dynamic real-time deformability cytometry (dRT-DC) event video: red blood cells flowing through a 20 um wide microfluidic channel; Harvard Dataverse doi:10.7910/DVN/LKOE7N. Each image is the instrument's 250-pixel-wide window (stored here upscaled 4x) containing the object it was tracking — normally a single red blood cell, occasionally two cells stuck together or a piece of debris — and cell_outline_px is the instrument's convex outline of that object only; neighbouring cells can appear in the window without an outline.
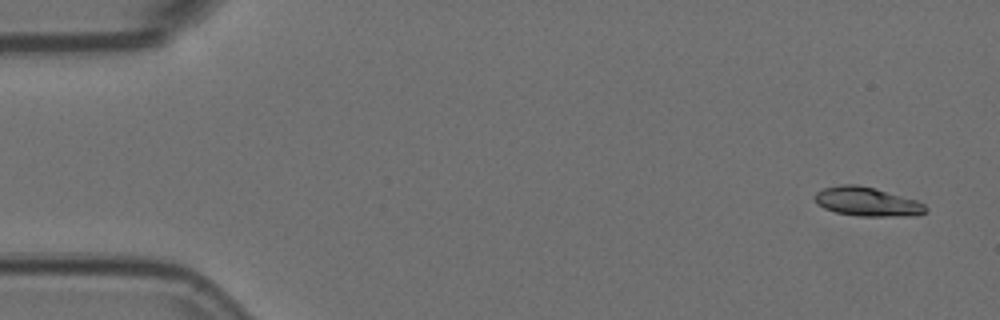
{"species": "Egyptian fruit bat (a non-hibernating species)", "species_latin": "Rousettus aegyptiacus", "temperature_condition": "room temperature", "stored_images_in_passage": 5, "segment_of_instrument_passage": [2, 2], "camera_frame_rate_fps": 3000, "um_per_image_px": 0.085, "animal": {"sex": "female"}, "frame": {"image": 1, "passage_image": 5, "time_ms": 1.333, "image_size_px": [1000, 320], "cell_outline_px": [[928, 212], [916, 216], [860, 216], [836, 212], [824, 208], [816, 204], [816, 192], [824, 188], [840, 184], [856, 184], [876, 188], [916, 200], [924, 204], [928, 208]], "centroid_in_image_um": [73.74, 17.14], "position_along_channel_um": 11.3, "area_um2": 18.84}}